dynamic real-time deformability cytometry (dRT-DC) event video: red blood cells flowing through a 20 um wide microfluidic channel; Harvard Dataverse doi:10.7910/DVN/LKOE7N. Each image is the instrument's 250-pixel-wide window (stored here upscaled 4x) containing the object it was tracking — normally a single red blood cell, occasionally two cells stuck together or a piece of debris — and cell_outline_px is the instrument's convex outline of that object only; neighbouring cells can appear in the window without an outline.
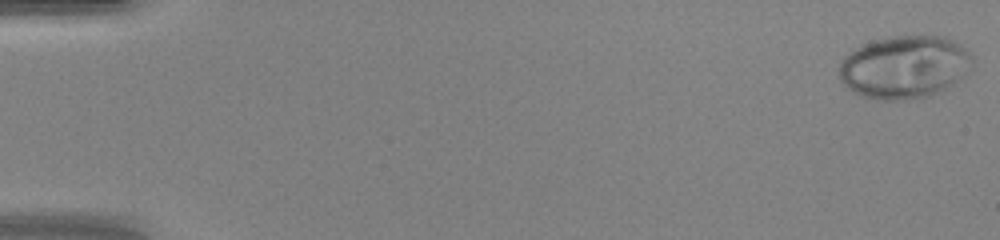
{"species": "human", "species_latin": "Homo sapiens", "temperature_condition": "warm", "stored_images_in_passage": 48, "camera_frame_rate_fps": 3000, "um_per_image_px": 0.085, "donor": {"sex": "female"}, "frame": {"image": 1, "passage_image": 1, "time_ms": 0.0, "image_size_px": [1000, 240], "cell_outline_px": [[972, 68], [964, 76], [940, 92], [928, 96], [908, 100], [880, 100], [860, 96], [852, 92], [840, 80], [840, 60], [848, 52], [872, 40], [892, 36], [944, 36], [952, 40], [964, 48], [972, 56]], "centroid_in_image_um": [76.86, 5.71], "position_along_channel_um": 8.1, "area_um2": 49.07}}
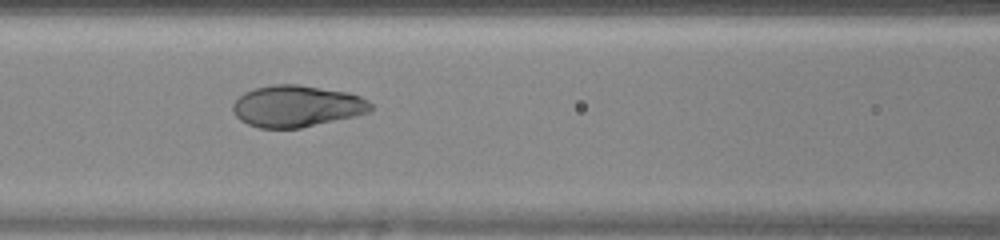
{"frame": {"image": 2, "passage_image": 22, "time_ms": 7.0, "image_size_px": [1000, 240], "cell_outline_px": [[372, 108], [368, 112], [356, 116], [300, 128], [260, 128], [248, 124], [240, 120], [232, 112], [232, 104], [244, 92], [256, 88], [272, 84], [296, 84], [348, 92], [360, 96], [368, 100], [372, 104]], "centroid_in_image_um": [25.22, 9.02], "position_along_channel_um": 141.4, "area_um2": 33.47}}
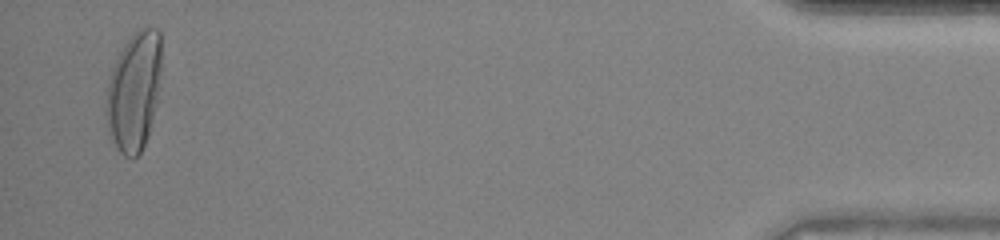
{"frame": {"image": 3, "passage_image": 47, "time_ms": 15.333, "image_size_px": [1000, 240], "cell_outline_px": [[160, 72], [156, 104], [148, 136], [140, 152], [132, 160], [124, 156], [120, 152], [112, 140], [108, 132], [104, 112], [104, 108], [108, 80], [112, 68], [124, 44], [144, 24], [156, 28], [160, 32]], "centroid_in_image_um": [11.36, 7.77], "position_along_channel_um": 423.8, "area_um2": 38.55}, "authors_computed_cell_mechanics": {"area_um2": 34.4777, "velocity_mm_per_s": 4.3063, "shape_relaxation_time_tau1_ms": 3.329, "shape_relaxation_time_tau2_ms": null, "deformation_change_tau1": 0.2312, "deformation_change_tau2": null}}